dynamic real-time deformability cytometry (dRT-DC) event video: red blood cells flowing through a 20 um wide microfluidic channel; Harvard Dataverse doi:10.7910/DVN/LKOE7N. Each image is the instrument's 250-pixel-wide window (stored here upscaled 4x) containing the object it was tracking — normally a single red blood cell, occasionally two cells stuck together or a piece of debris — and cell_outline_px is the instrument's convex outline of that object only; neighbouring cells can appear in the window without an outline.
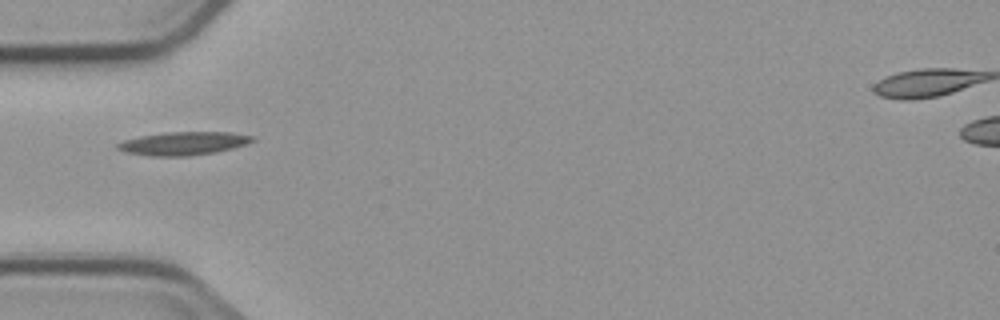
{"species": "common noctule bat (a hibernating species)", "species_latin": "Nyctalus noctula", "temperature_condition": "cold", "stored_images_in_passage": 6, "camera_frame_rate_fps": 3000, "um_per_image_px": 0.085, "animal": {"sex": "male", "body_mass_g": 23.1, "forearm_length_mm": 52.7}, "frame": {"image": 1, "passage_image": 1, "time_ms": 0.0, "image_size_px": [1000, 320], "cell_outline_px": [[256, 140], [232, 148], [216, 152], [188, 156], [148, 156], [128, 152], [116, 148], [116, 144], [124, 140], [140, 136], [168, 132], [228, 132], [256, 136]], "centroid_in_image_um": [15.61, 12.19], "position_along_channel_um": 69.4, "area_um2": 18.21}}
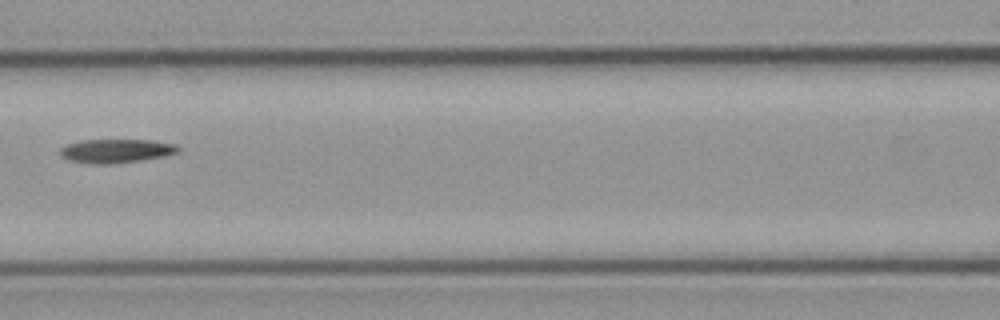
{"frame": {"image": 2, "passage_image": 3, "time_ms": 2.333, "image_size_px": [1000, 320], "cell_outline_px": [[180, 152], [164, 156], [140, 160], [112, 164], [92, 164], [68, 160], [60, 156], [60, 148], [68, 144], [80, 140], [152, 140], [176, 144], [180, 148]], "centroid_in_image_um": [9.87, 12.83], "position_along_channel_um": 156.7, "area_um2": 16.47}}
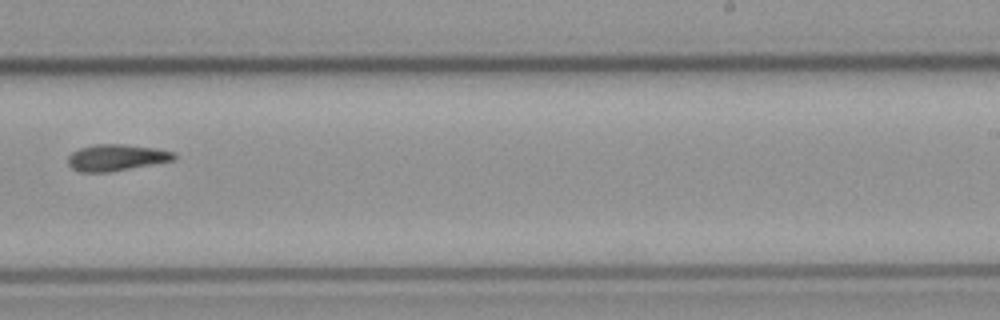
{"frame": {"image": 3, "passage_image": 6, "time_ms": 5.667, "image_size_px": [1000, 320], "cell_outline_px": [[176, 160], [108, 172], [80, 172], [72, 168], [68, 164], [68, 156], [72, 152], [80, 148], [96, 144], [124, 144], [156, 148], [172, 152], [176, 156]], "centroid_in_image_um": [9.88, 13.39], "position_along_channel_um": 279.1, "area_um2": 16.3}}